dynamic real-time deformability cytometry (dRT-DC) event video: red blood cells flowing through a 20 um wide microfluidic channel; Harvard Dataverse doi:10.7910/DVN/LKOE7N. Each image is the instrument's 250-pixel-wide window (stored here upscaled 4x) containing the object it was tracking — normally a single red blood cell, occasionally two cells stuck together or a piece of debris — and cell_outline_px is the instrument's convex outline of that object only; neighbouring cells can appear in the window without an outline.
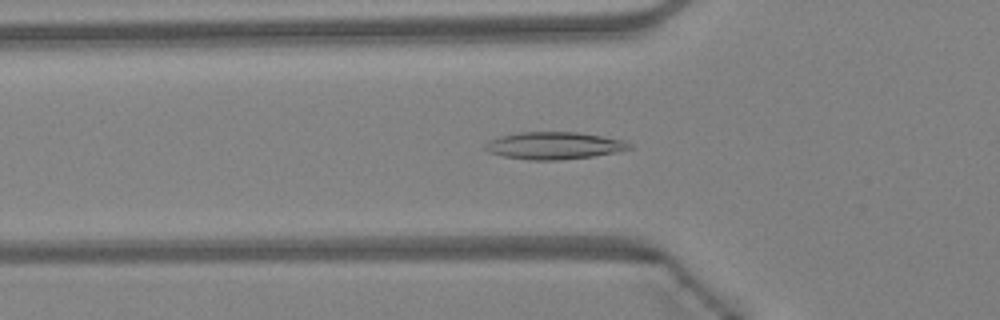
{"species": "Egyptian fruit bat (a non-hibernating species)", "species_latin": "Rousettus aegyptiacus", "temperature_condition": "warm", "stored_images_in_passage": 46, "camera_frame_rate_fps": 3000, "um_per_image_px": 0.085, "animal": {"sex": "female"}, "frame": {"image": 1, "passage_image": 15, "time_ms": 4.667, "image_size_px": [1000, 320], "cell_outline_px": [[632, 148], [616, 152], [592, 156], [560, 160], [528, 160], [504, 156], [488, 152], [484, 148], [484, 144], [488, 140], [500, 136], [520, 132], [576, 132], [624, 140], [632, 144]], "centroid_in_image_um": [47.07, 12.38], "position_along_channel_um": 78.7, "area_um2": 22.89}}
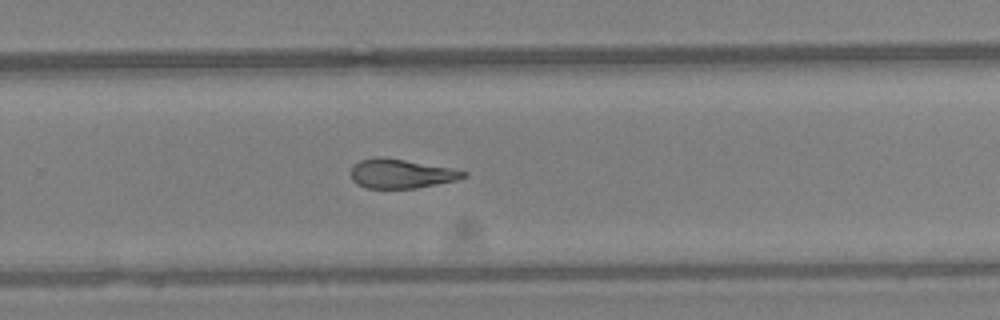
{"frame": {"image": 2, "passage_image": 30, "time_ms": 9.667, "image_size_px": [1000, 320], "cell_outline_px": [[468, 172], [464, 176], [456, 180], [416, 188], [368, 188], [356, 184], [352, 180], [352, 168], [360, 160], [376, 156], [404, 160], [452, 168]], "centroid_in_image_um": [34.07, 14.76], "position_along_channel_um": 295.7, "area_um2": 18.84}}
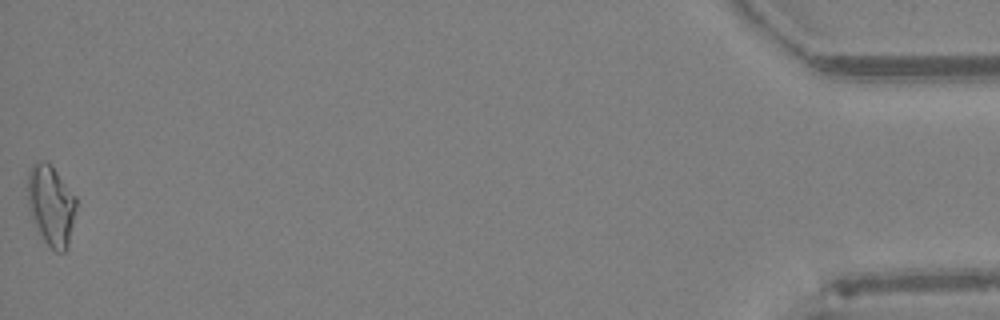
{"frame": {"image": 3, "passage_image": 46, "time_ms": 15.0, "image_size_px": [1000, 320], "cell_outline_px": [[76, 208], [68, 248], [64, 252], [56, 252], [44, 240], [32, 216], [28, 200], [28, 172], [32, 164], [36, 160], [48, 160], [76, 196]], "centroid_in_image_um": [4.36, 17.4], "position_along_channel_um": 430.8, "area_um2": 22.66}, "authors_computed_cell_mechanics": {"area_um2": 20.7502, "velocity_mm_per_s": 4.3499, "shape_relaxation_time_tau1_ms": null, "shape_relaxation_time_tau2_ms": 3.8671, "deformation_change_tau1": null, "deformation_change_tau2": 0.1236}}